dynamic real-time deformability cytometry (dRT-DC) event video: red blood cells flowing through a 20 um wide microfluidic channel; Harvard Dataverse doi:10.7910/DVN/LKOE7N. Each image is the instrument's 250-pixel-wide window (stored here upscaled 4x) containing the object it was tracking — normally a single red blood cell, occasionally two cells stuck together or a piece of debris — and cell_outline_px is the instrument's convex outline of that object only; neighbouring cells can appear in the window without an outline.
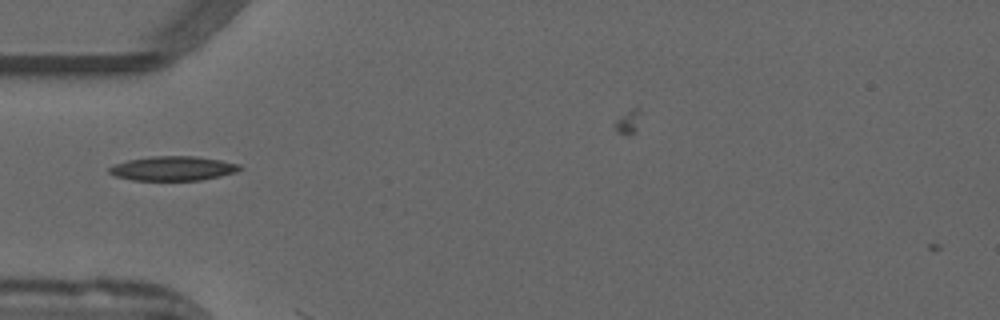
{"species": "common noctule bat (a hibernating species)", "species_latin": "Nyctalus noctula", "temperature_condition": "warm", "stored_images_in_passage": 3, "camera_frame_rate_fps": 3000, "um_per_image_px": 0.085, "animal": {"sex": "male", "forearm_length_mm": 52.5}, "frame": {"image": 1, "passage_image": 2, "time_ms": 0.333, "image_size_px": [1000, 320], "cell_outline_px": [[244, 168], [236, 172], [220, 176], [200, 180], [132, 180], [116, 176], [108, 172], [108, 168], [116, 164], [128, 160], [152, 156], [196, 156], [220, 160], [240, 164]], "centroid_in_image_um": [14.73, 14.31], "position_along_channel_um": 70.3, "area_um2": 18.5}}